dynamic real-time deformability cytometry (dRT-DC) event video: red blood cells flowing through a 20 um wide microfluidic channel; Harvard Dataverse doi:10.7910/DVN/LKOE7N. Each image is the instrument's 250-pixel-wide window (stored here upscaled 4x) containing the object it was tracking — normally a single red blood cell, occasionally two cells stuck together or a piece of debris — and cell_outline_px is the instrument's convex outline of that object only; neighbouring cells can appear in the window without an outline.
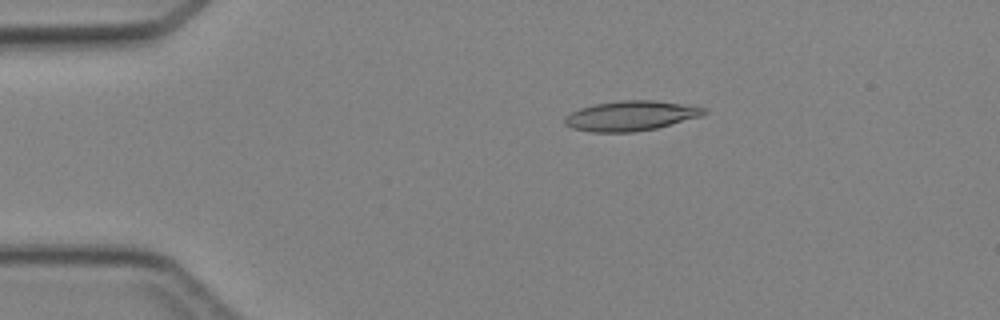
{"species": "Egyptian fruit bat (a non-hibernating species)", "species_latin": "Rousettus aegyptiacus", "temperature_condition": "cold", "stored_images_in_passage": 46, "camera_frame_rate_fps": 3000, "um_per_image_px": 0.085, "animal": {"sex": "female"}, "frame": {"image": 1, "passage_image": 9, "time_ms": 2.667, "image_size_px": [1000, 320], "cell_outline_px": [[708, 112], [700, 116], [656, 128], [632, 132], [592, 132], [572, 128], [564, 124], [564, 120], [572, 112], [580, 108], [596, 104], [616, 100], [652, 100], [680, 104], [704, 108]], "centroid_in_image_um": [53.58, 9.84], "position_along_channel_um": 31.4, "area_um2": 23.87}}
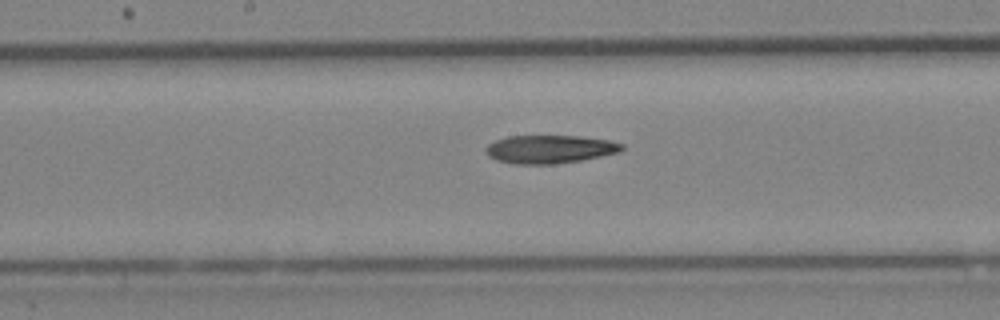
{"frame": {"image": 2, "passage_image": 24, "time_ms": 7.667, "image_size_px": [1000, 320], "cell_outline_px": [[624, 148], [620, 152], [580, 160], [552, 164], [512, 164], [496, 160], [488, 156], [484, 152], [484, 148], [488, 144], [496, 140], [508, 136], [580, 136], [608, 140], [624, 144]], "centroid_in_image_um": [46.69, 12.68], "position_along_channel_um": 201.5, "area_um2": 22.43}}
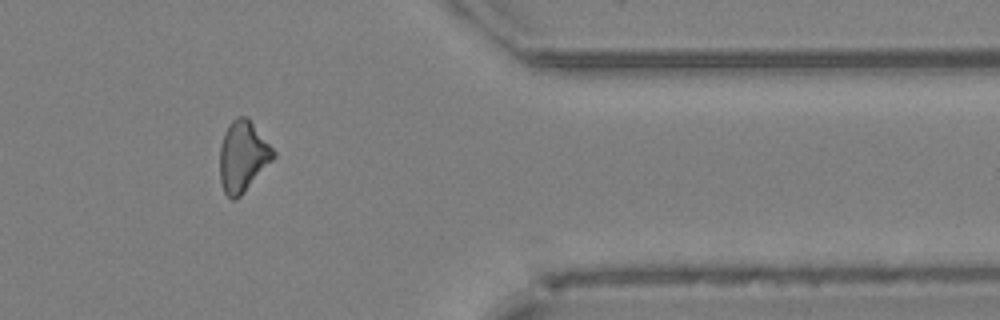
{"frame": {"image": 3, "passage_image": 38, "time_ms": 12.333, "image_size_px": [1000, 320], "cell_outline_px": [[276, 156], [244, 192], [236, 200], [232, 200], [224, 192], [220, 180], [220, 144], [224, 132], [228, 124], [236, 116], [248, 116], [276, 152]], "centroid_in_image_um": [20.63, 13.26], "position_along_channel_um": 390.8, "area_um2": 22.25}}